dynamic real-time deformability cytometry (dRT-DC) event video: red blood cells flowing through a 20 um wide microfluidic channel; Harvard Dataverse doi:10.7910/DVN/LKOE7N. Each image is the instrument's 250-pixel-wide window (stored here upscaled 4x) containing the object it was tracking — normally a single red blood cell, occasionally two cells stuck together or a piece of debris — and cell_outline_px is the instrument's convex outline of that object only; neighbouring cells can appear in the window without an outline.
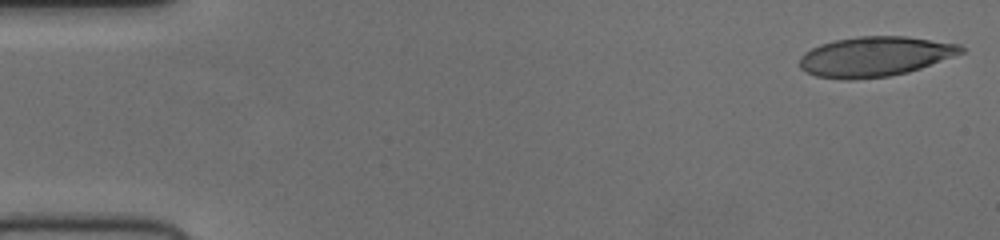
{"species": "human", "species_latin": "Homo sapiens", "temperature_condition": "cold", "stored_images_in_passage": 52, "camera_frame_rate_fps": 3000, "um_per_image_px": 0.085, "donor": {"sex": "female"}, "frame": {"image": 1, "passage_image": 1, "time_ms": 0.0, "image_size_px": [1000, 240], "cell_outline_px": [[964, 52], [920, 68], [908, 72], [888, 76], [848, 80], [816, 76], [800, 68], [800, 60], [804, 52], [820, 44], [836, 40], [860, 36], [908, 36], [960, 44], [964, 48]], "centroid_in_image_um": [74.37, 4.8], "position_along_channel_um": 10.6, "area_um2": 37.28}}
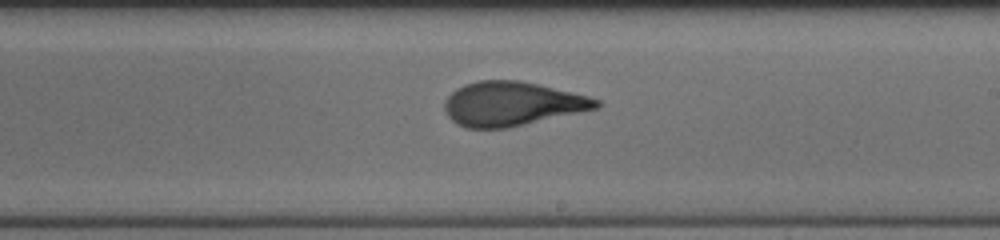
{"frame": {"image": 2, "passage_image": 30, "time_ms": 9.667, "image_size_px": [1000, 240], "cell_outline_px": [[600, 108], [508, 128], [464, 128], [456, 124], [448, 116], [444, 108], [444, 100], [456, 88], [464, 84], [480, 80], [520, 80], [540, 84], [588, 96], [600, 100]], "centroid_in_image_um": [43.51, 8.82], "position_along_channel_um": 245.5, "area_um2": 39.3}}
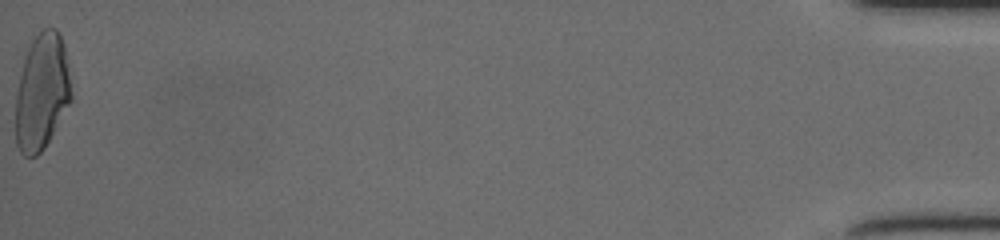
{"frame": {"image": 3, "passage_image": 52, "time_ms": 17.0, "image_size_px": [1000, 240], "cell_outline_px": [[72, 100], [44, 148], [36, 156], [24, 156], [20, 152], [16, 144], [16, 96], [20, 76], [24, 60], [28, 48], [32, 40], [44, 28], [56, 28], [60, 32], [64, 44], [68, 60], [72, 96]], "centroid_in_image_um": [3.58, 7.8], "position_along_channel_um": 431.6, "area_um2": 37.74}}